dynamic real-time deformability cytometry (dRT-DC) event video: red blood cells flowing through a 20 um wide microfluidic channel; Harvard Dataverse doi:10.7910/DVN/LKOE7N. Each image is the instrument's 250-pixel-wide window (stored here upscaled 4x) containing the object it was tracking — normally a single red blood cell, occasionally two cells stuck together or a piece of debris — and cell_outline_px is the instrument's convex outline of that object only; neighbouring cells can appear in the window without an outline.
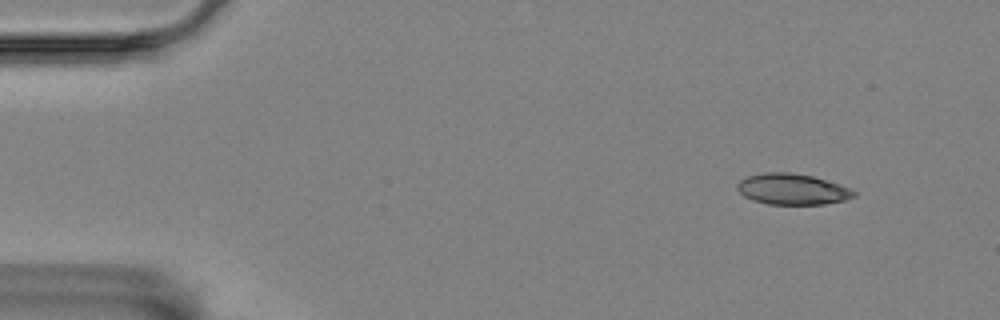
{"species": "Egyptian fruit bat (a non-hibernating species)", "species_latin": "Rousettus aegyptiacus", "temperature_condition": "room temperature", "stored_images_in_passage": 51, "camera_frame_rate_fps": 3000, "um_per_image_px": 0.085, "animal": {"sex": "female"}, "frame": {"image": 1, "passage_image": 1, "time_ms": 0.0, "image_size_px": [1000, 320], "cell_outline_px": [[856, 196], [844, 200], [824, 204], [768, 204], [752, 200], [744, 196], [736, 188], [736, 184], [740, 180], [748, 176], [768, 172], [788, 172], [812, 176], [848, 188], [856, 192]], "centroid_in_image_um": [67.3, 16.09], "position_along_channel_um": 17.7, "area_um2": 20.75}}
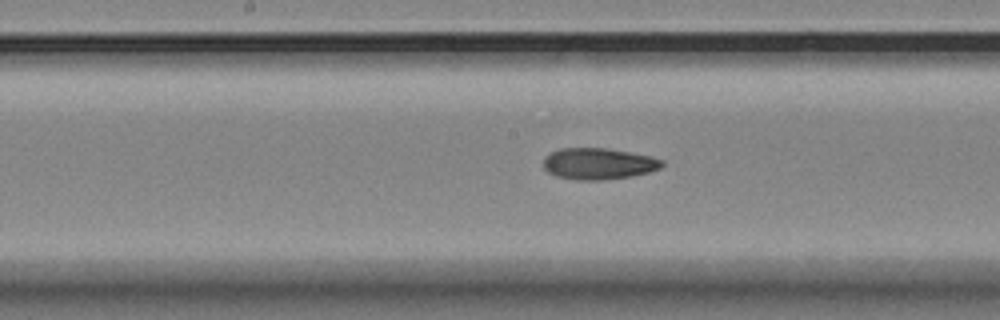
{"frame": {"image": 2, "passage_image": 24, "time_ms": 7.667, "image_size_px": [1000, 320], "cell_outline_px": [[664, 164], [660, 168], [648, 172], [632, 176], [604, 180], [576, 180], [556, 176], [548, 172], [544, 168], [544, 156], [560, 148], [608, 148], [652, 156], [664, 160]], "centroid_in_image_um": [50.88, 13.91], "position_along_channel_um": 197.3, "area_um2": 21.85}}
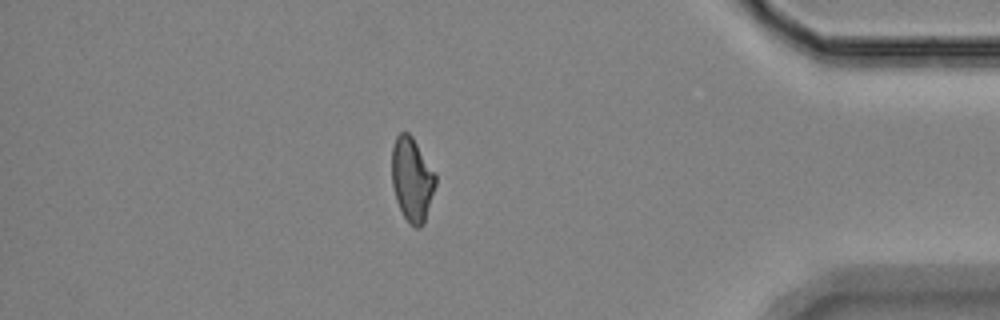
{"frame": {"image": 3, "passage_image": 44, "time_ms": 14.333, "image_size_px": [1000, 320], "cell_outline_px": [[436, 184], [424, 224], [420, 228], [416, 228], [408, 224], [396, 200], [392, 184], [392, 148], [396, 136], [400, 132], [408, 132], [412, 136], [436, 172]], "centroid_in_image_um": [35.03, 15.25], "position_along_channel_um": 400.2, "area_um2": 21.62}, "authors_computed_cell_mechanics": {"area_um2": 21.7328, "velocity_mm_per_s": 3.5657, "shape_relaxation_time_tau1_ms": null, "shape_relaxation_time_tau2_ms": 7.6014, "deformation_change_tau1": null, "deformation_change_tau2": 0.151}}